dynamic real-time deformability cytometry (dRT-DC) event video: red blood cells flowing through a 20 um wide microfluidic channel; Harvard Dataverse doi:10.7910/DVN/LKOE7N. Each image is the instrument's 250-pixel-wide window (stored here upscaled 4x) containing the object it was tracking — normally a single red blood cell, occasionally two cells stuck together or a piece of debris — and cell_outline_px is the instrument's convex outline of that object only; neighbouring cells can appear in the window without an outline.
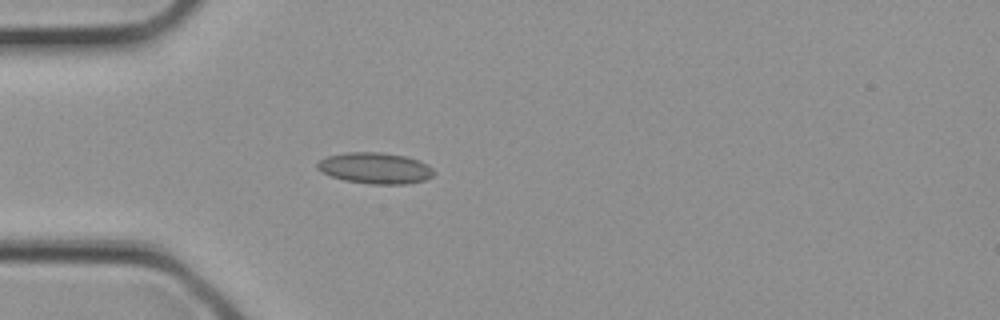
{"species": "common noctule bat (a hibernating species)", "species_latin": "Nyctalus noctula", "temperature_condition": "cold", "stored_images_in_passage": 3, "camera_frame_rate_fps": 3000, "um_per_image_px": 0.085, "animal": {"sex": "female", "body_mass_g": 21.9}, "frame": {"image": 1, "passage_image": 3, "time_ms": 0.667, "image_size_px": [1000, 320], "cell_outline_px": [[436, 172], [432, 176], [424, 180], [404, 184], [372, 184], [344, 180], [332, 176], [316, 168], [316, 164], [320, 160], [328, 156], [344, 152], [380, 152], [404, 156], [428, 164]], "centroid_in_image_um": [31.89, 14.29], "position_along_channel_um": 53.1, "area_um2": 20.98}}